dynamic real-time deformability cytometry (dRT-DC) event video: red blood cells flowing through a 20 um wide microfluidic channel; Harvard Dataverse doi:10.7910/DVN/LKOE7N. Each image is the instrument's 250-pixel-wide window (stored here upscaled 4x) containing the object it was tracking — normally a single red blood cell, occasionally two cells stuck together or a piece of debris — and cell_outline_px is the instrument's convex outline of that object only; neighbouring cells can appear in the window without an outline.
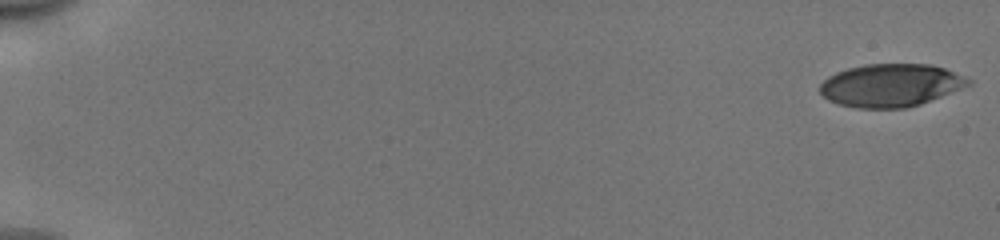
{"species": "human", "species_latin": "Homo sapiens", "temperature_condition": "cold", "stored_images_in_passage": 53, "camera_frame_rate_fps": 3000, "um_per_image_px": 0.085, "donor": {"sex": "male"}, "frame": {"image": 1, "passage_image": 1, "time_ms": 0.0, "image_size_px": [1000, 240], "cell_outline_px": [[972, 84], [920, 104], [908, 108], [856, 108], [840, 104], [828, 100], [820, 92], [820, 84], [828, 76], [836, 72], [848, 68], [864, 64], [928, 64], [944, 68], [972, 80]], "centroid_in_image_um": [75.69, 7.25], "position_along_channel_um": 9.3, "area_um2": 36.93}}
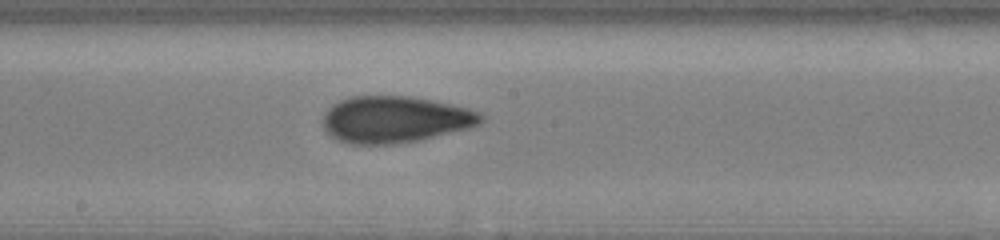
{"frame": {"image": 2, "passage_image": 31, "time_ms": 10.0, "image_size_px": [1000, 240], "cell_outline_px": [[484, 120], [480, 124], [468, 128], [420, 140], [392, 144], [352, 144], [340, 140], [332, 136], [324, 128], [324, 112], [332, 104], [340, 100], [352, 96], [412, 96], [432, 100], [468, 108], [480, 112], [484, 116]], "centroid_in_image_um": [33.59, 10.14], "position_along_channel_um": 214.6, "area_um2": 42.89}}
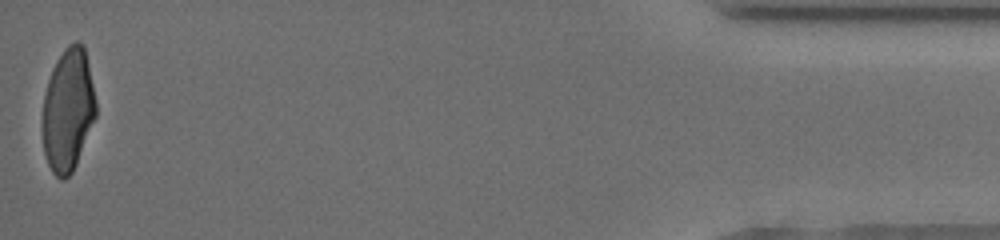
{"frame": {"image": 3, "passage_image": 53, "time_ms": 17.333, "image_size_px": [1000, 240], "cell_outline_px": [[96, 116], [76, 164], [72, 172], [64, 180], [60, 180], [52, 172], [48, 164], [44, 152], [44, 96], [48, 80], [52, 68], [56, 60], [64, 48], [68, 44], [76, 40], [84, 44], [96, 100]], "centroid_in_image_um": [5.8, 9.31], "position_along_channel_um": 429.4, "area_um2": 37.97}, "authors_computed_cell_mechanics": {"area_um2": 40.9224, "velocity_mm_per_s": 3.9889, "shape_relaxation_time_tau1_ms": 4.5631, "shape_relaxation_time_tau2_ms": 1.8069, "deformation_change_tau1": 0.1706, "deformation_change_tau2": 0.0846}}